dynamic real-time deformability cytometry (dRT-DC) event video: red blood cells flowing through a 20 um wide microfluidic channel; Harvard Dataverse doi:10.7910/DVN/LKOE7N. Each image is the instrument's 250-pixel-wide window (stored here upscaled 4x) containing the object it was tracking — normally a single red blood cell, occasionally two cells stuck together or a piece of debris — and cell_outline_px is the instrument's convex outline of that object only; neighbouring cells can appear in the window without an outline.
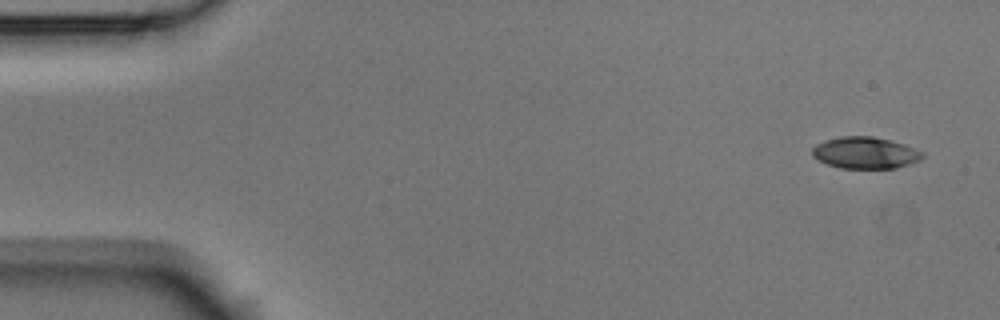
{"species": "Egyptian fruit bat (a non-hibernating species)", "species_latin": "Rousettus aegyptiacus", "temperature_condition": "room temperature", "stored_images_in_passage": 3, "camera_frame_rate_fps": 3000, "um_per_image_px": 0.085, "animal": {"sex": "male"}, "frame": {"image": 1, "passage_image": 1, "time_ms": 0.0, "image_size_px": [1000, 320], "cell_outline_px": [[924, 156], [920, 160], [896, 168], [840, 168], [828, 164], [812, 156], [812, 148], [816, 144], [824, 140], [840, 136], [872, 136], [904, 144], [924, 152]], "centroid_in_image_um": [73.54, 12.98], "position_along_channel_um": 11.5, "area_um2": 20.29}}